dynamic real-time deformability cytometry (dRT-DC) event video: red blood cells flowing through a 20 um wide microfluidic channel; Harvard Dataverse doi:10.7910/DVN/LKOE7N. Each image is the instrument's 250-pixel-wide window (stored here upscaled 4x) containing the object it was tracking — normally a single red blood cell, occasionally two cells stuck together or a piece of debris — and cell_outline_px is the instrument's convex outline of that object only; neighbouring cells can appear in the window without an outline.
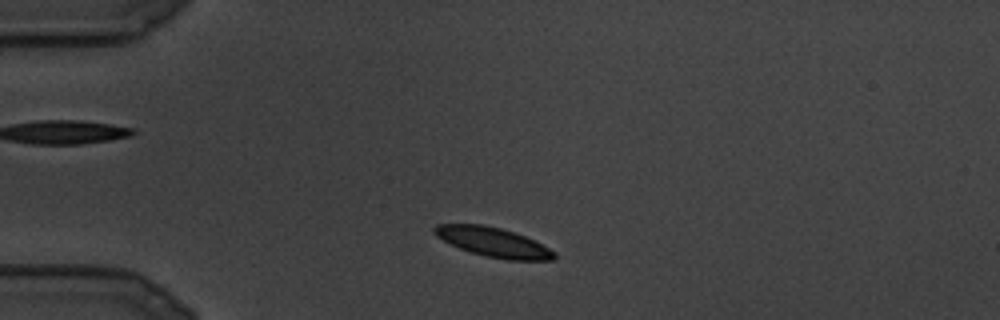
{"species": "common noctule bat (a hibernating species)", "species_latin": "Nyctalus noctula", "temperature_condition": "cold", "stored_images_in_passage": 90, "camera_frame_rate_fps": 3000, "um_per_image_px": 0.085, "animal": {"sex": "male", "body_mass_g": 19.5, "forearm_length_mm": 54.6}, "frame": {"image": 1, "passage_image": 10, "time_ms": 3.0, "image_size_px": [1000, 320], "cell_outline_px": [[556, 256], [552, 260], [508, 260], [484, 256], [460, 248], [436, 236], [432, 232], [432, 228], [436, 224], [484, 224], [500, 228], [524, 236], [556, 252]], "centroid_in_image_um": [41.89, 20.58], "position_along_channel_um": 43.1, "area_um2": 20.29}}
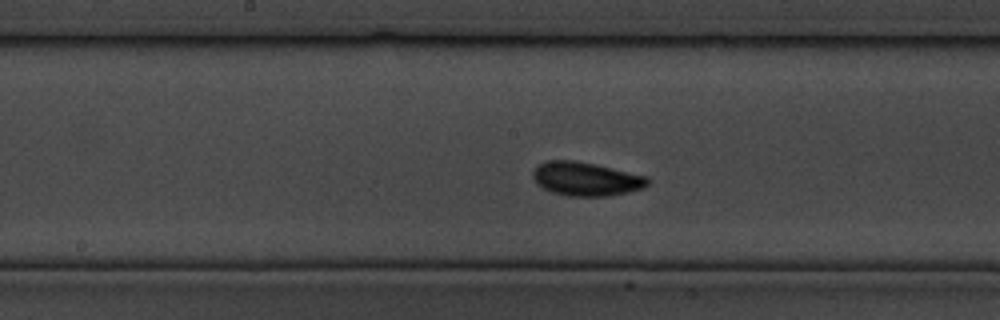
{"frame": {"image": 2, "passage_image": 39, "time_ms": 12.667, "image_size_px": [1000, 320], "cell_outline_px": [[648, 184], [644, 188], [628, 192], [608, 196], [568, 196], [552, 192], [536, 184], [532, 176], [532, 172], [544, 160], [572, 160], [596, 164], [648, 176]], "centroid_in_image_um": [49.81, 15.2], "position_along_channel_um": 198.4, "area_um2": 22.66}}
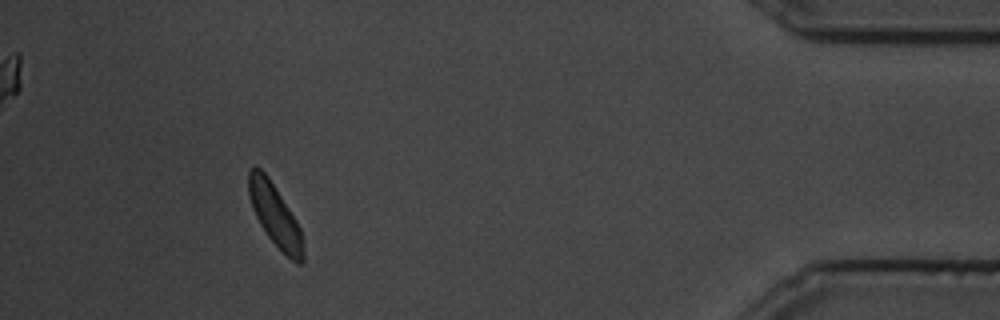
{"frame": {"image": 3, "passage_image": 81, "time_ms": 26.667, "image_size_px": [1000, 320], "cell_outline_px": [[304, 260], [300, 264], [296, 264], [268, 236], [260, 224], [252, 208], [248, 196], [248, 172], [252, 168], [260, 168], [268, 176], [296, 220], [300, 228], [304, 252]], "centroid_in_image_um": [23.36, 18.29], "position_along_channel_um": 411.8, "area_um2": 19.36}}